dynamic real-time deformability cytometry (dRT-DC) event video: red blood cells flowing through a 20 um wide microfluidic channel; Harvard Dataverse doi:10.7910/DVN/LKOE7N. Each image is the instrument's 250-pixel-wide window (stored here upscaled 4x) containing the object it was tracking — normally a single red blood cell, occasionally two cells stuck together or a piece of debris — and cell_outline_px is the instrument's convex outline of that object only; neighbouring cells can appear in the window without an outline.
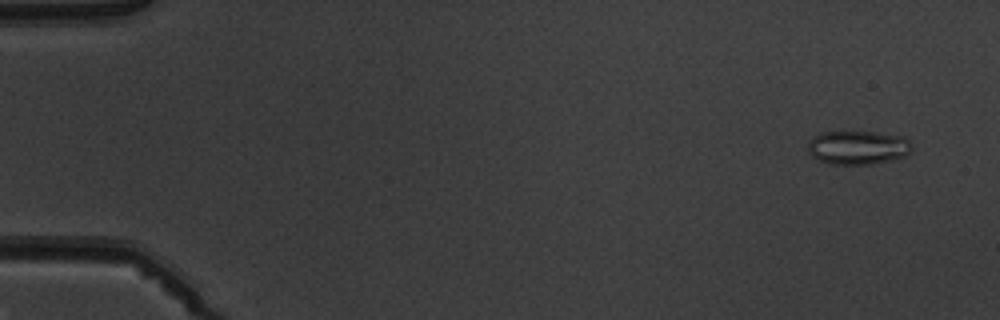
{"species": "common noctule bat (a hibernating species)", "species_latin": "Nyctalus noctula", "temperature_condition": "warm", "stored_images_in_passage": 8, "camera_frame_rate_fps": 3000, "um_per_image_px": 0.085, "animal": {"sex": "male", "body_mass_g": 19.5, "forearm_length_mm": 54.6}, "frame": {"image": 1, "passage_image": 1, "time_ms": 0.0, "image_size_px": [1000, 320], "cell_outline_px": [[912, 148], [904, 156], [892, 160], [872, 164], [828, 164], [812, 156], [808, 152], [808, 140], [812, 136], [820, 132], [876, 132], [904, 136], [912, 144]], "centroid_in_image_um": [72.9, 12.53], "position_along_channel_um": 12.1, "area_um2": 20.63}}
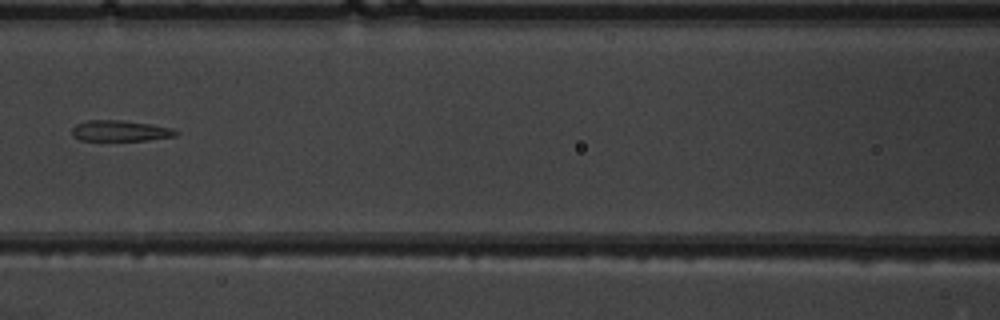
{"frame": {"image": 2, "passage_image": 7, "time_ms": 7.0, "image_size_px": [1000, 320], "cell_outline_px": [[176, 136], [148, 140], [80, 140], [72, 136], [72, 128], [76, 124], [88, 120], [124, 120], [152, 124], [172, 128], [176, 132]], "centroid_in_image_um": [10.19, 11.11], "position_along_channel_um": 156.4, "area_um2": 12.6}}
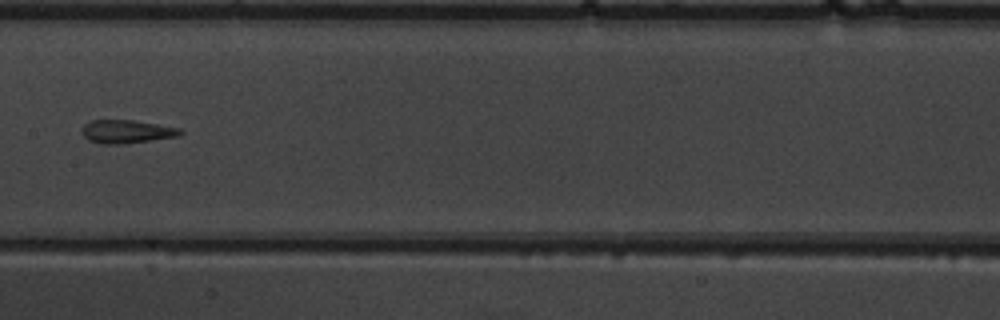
{"frame": {"image": 3, "passage_image": 8, "time_ms": 8.0, "image_size_px": [1000, 320], "cell_outline_px": [[184, 132], [180, 136], [120, 144], [104, 144], [88, 140], [80, 132], [84, 124], [92, 120], [132, 120], [180, 128]], "centroid_in_image_um": [10.75, 11.18], "position_along_channel_um": 196.7, "area_um2": 13.29}}